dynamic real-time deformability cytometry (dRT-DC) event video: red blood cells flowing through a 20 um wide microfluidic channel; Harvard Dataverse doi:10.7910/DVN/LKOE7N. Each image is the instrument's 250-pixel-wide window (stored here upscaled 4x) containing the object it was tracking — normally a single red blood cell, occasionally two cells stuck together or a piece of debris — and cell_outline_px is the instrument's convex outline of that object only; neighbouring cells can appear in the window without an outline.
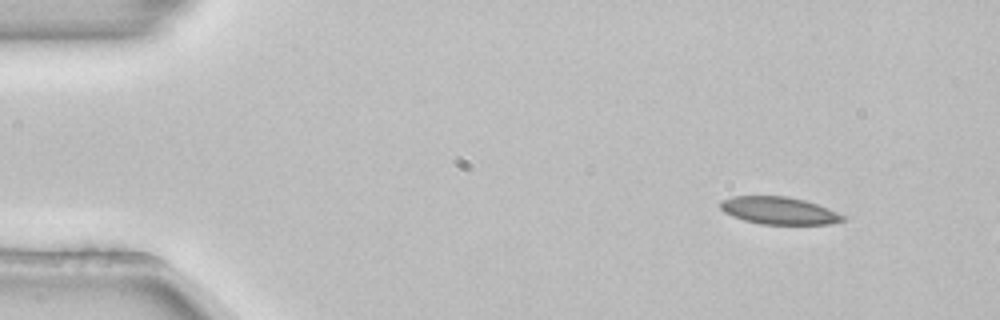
{"species": "common noctule bat (a hibernating species)", "species_latin": "Nyctalus noctula", "temperature_condition": "room temperature", "stored_images_in_passage": 8, "camera_frame_rate_fps": 3000, "um_per_image_px": 0.085, "animal": {"sex": "female", "body_mass_g": 22.7, "forearm_length_mm": 54.2}, "frame": {"image": 1, "passage_image": 1, "time_ms": 0.0, "image_size_px": [1000, 320], "cell_outline_px": [[844, 220], [832, 224], [760, 224], [744, 220], [732, 216], [724, 212], [720, 208], [720, 200], [732, 196], [784, 196], [804, 200], [816, 204], [836, 212], [844, 216]], "centroid_in_image_um": [66.16, 17.9], "position_along_channel_um": 18.8, "area_um2": 19.42}}